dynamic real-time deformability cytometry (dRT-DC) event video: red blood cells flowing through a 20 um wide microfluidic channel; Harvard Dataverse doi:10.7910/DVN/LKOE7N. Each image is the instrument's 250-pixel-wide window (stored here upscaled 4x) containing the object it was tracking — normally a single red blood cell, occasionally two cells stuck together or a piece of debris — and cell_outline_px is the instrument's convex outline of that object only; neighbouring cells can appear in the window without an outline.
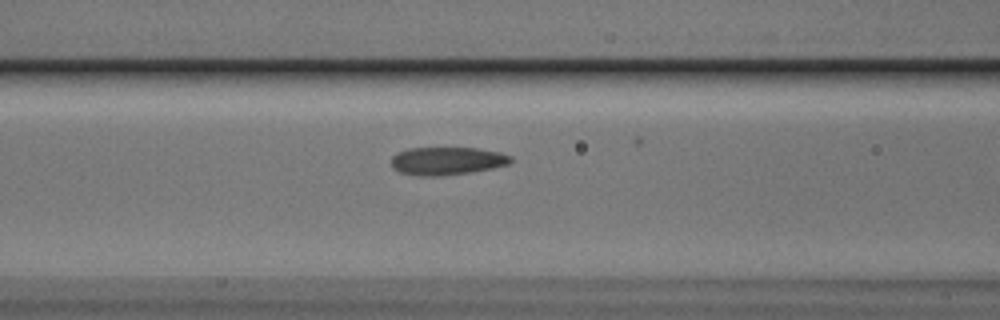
{"species": "Egyptian fruit bat (a non-hibernating species)", "species_latin": "Rousettus aegyptiacus", "temperature_condition": "cold", "stored_images_in_passage": 18, "camera_frame_rate_fps": 3000, "um_per_image_px": 0.085, "animal": {"sex": "male"}, "frame": {"image": 1, "passage_image": 13, "time_ms": 4.0, "image_size_px": [1000, 320], "cell_outline_px": [[512, 160], [508, 164], [492, 168], [468, 172], [436, 176], [420, 176], [400, 172], [392, 168], [392, 156], [396, 152], [408, 148], [476, 148], [500, 152], [512, 156]], "centroid_in_image_um": [37.97, 13.67], "position_along_channel_um": 128.6, "area_um2": 19.36}}